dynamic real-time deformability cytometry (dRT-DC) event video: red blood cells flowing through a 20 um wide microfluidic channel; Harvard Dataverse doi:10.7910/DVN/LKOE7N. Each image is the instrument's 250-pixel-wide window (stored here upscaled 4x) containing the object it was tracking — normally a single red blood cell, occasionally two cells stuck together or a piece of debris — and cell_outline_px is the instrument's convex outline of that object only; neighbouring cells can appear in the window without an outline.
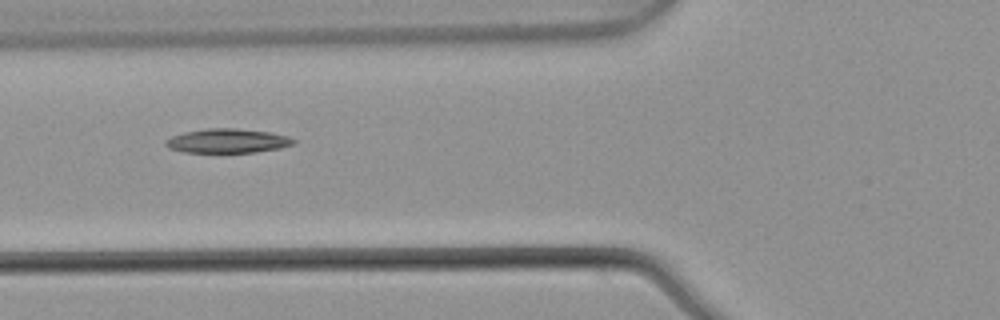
{"species": "common noctule bat (a hibernating species)", "species_latin": "Nyctalus noctula", "temperature_condition": "warm", "stored_images_in_passage": 4, "camera_frame_rate_fps": 3000, "um_per_image_px": 0.085, "animal": {"sex": "male", "body_mass_g": 21.5, "forearm_length_mm": 52.0}, "frame": {"image": 1, "passage_image": 3, "time_ms": 0.667, "image_size_px": [1000, 320], "cell_outline_px": [[296, 140], [292, 144], [280, 148], [256, 152], [184, 152], [168, 148], [164, 144], [164, 140], [172, 136], [184, 132], [208, 128], [236, 128], [272, 132], [288, 136]], "centroid_in_image_um": [19.32, 11.96], "position_along_channel_um": 106.5, "area_um2": 18.09}}